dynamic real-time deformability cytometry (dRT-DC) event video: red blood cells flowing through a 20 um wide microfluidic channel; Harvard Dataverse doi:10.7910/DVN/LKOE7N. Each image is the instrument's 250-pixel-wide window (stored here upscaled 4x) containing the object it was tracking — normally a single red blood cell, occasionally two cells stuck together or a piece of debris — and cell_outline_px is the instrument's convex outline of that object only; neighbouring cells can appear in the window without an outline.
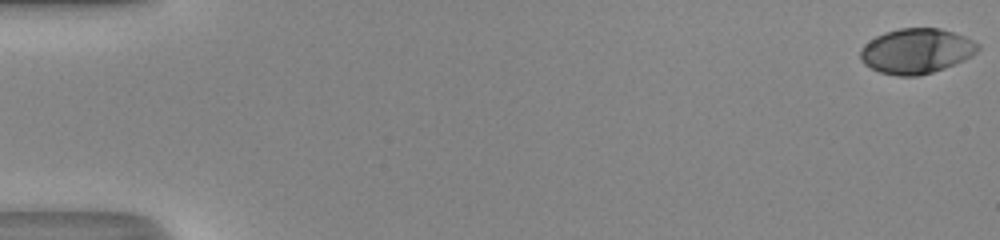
{"species": "human", "species_latin": "Homo sapiens", "temperature_condition": "room temperature", "stored_images_in_passage": 51, "camera_frame_rate_fps": 3000, "um_per_image_px": 0.085, "donor": {"sex": "male"}, "frame": {"image": 1, "passage_image": 1, "time_ms": 0.0, "image_size_px": [1000, 240], "cell_outline_px": [[980, 48], [972, 56], [964, 60], [944, 68], [920, 76], [896, 76], [880, 72], [864, 64], [860, 60], [860, 48], [864, 44], [876, 36], [884, 32], [900, 28], [940, 28], [964, 36], [980, 44]], "centroid_in_image_um": [77.88, 4.34], "position_along_channel_um": 7.1, "area_um2": 30.98}}
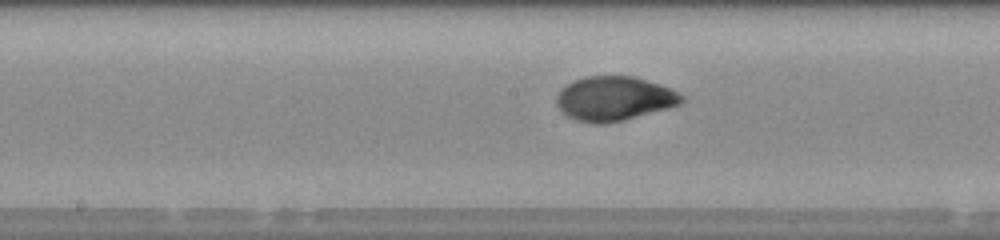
{"frame": {"image": 2, "passage_image": 28, "time_ms": 9.0, "image_size_px": [1000, 240], "cell_outline_px": [[688, 100], [680, 104], [668, 108], [624, 120], [604, 124], [592, 124], [576, 120], [568, 116], [556, 104], [556, 96], [572, 80], [584, 76], [632, 76], [672, 88], [684, 96]], "centroid_in_image_um": [52.24, 8.38], "position_along_channel_um": 196.0, "area_um2": 32.37}}
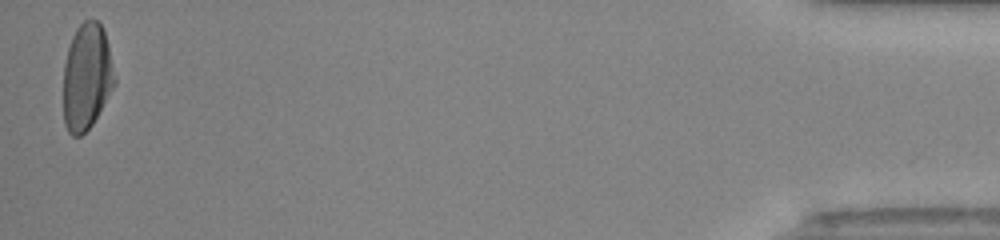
{"frame": {"image": 3, "passage_image": 51, "time_ms": 16.667, "image_size_px": [1000, 240], "cell_outline_px": [[116, 84], [92, 124], [80, 136], [72, 136], [68, 132], [64, 124], [64, 64], [68, 48], [72, 36], [76, 28], [84, 20], [96, 20], [104, 28], [108, 44], [116, 80]], "centroid_in_image_um": [7.38, 6.52], "position_along_channel_um": 427.8, "area_um2": 31.85}, "authors_computed_cell_mechanics": {"area_um2": 31.8478, "velocity_mm_per_s": 4.2115, "shape_relaxation_time_tau1_ms": 4.7718, "shape_relaxation_time_tau2_ms": 0.8389, "deformation_change_tau1": 0.2178, "deformation_change_tau2": 0.0346}}